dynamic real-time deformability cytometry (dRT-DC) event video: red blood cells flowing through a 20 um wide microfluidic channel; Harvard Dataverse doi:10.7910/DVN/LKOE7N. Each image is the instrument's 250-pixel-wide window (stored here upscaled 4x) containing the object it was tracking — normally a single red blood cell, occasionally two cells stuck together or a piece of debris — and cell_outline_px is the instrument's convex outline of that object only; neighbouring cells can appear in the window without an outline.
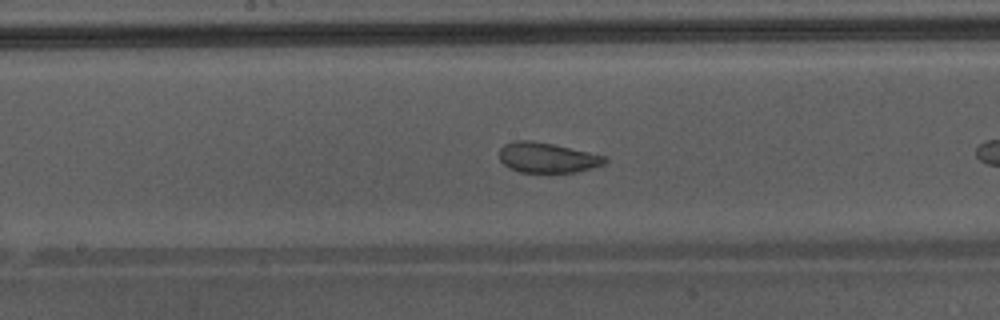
{"species": "Egyptian fruit bat (a non-hibernating species)", "species_latin": "Rousettus aegyptiacus", "temperature_condition": "warm", "stored_images_in_passage": 15, "camera_frame_rate_fps": 3000, "um_per_image_px": 0.085, "animal": {"sex": "male"}, "frame": {"image": 1, "passage_image": 11, "time_ms": 3.333, "image_size_px": [1000, 320], "cell_outline_px": [[608, 160], [604, 164], [592, 168], [576, 172], [520, 172], [508, 168], [500, 160], [500, 148], [504, 144], [516, 140], [532, 140], [552, 144], [608, 156]], "centroid_in_image_um": [46.53, 13.4], "position_along_channel_um": 201.7, "area_um2": 18.61}}